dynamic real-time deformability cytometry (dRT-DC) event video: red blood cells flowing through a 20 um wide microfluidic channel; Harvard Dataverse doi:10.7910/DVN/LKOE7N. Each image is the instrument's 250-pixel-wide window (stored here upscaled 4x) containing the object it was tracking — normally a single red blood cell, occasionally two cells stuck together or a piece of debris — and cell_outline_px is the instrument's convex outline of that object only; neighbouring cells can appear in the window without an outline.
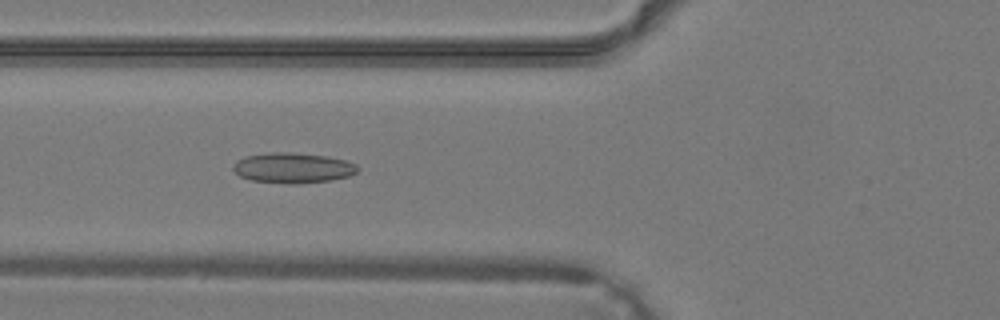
{"species": "common noctule bat (a hibernating species)", "species_latin": "Nyctalus noctula", "temperature_condition": "warm", "stored_images_in_passage": 34, "camera_frame_rate_fps": 3000, "um_per_image_px": 0.085, "animal": {"sex": "male", "body_mass_g": 19.2, "forearm_length_mm": 51.8}, "frame": {"image": 1, "passage_image": 10, "time_ms": 3.0, "image_size_px": [1000, 320], "cell_outline_px": [[360, 168], [356, 172], [348, 176], [332, 180], [296, 184], [288, 184], [252, 180], [240, 176], [232, 168], [232, 164], [236, 160], [244, 156], [268, 152], [288, 152], [328, 156], [344, 160], [356, 164]], "centroid_in_image_um": [24.87, 14.26], "position_along_channel_um": 100.9, "area_um2": 22.14}}
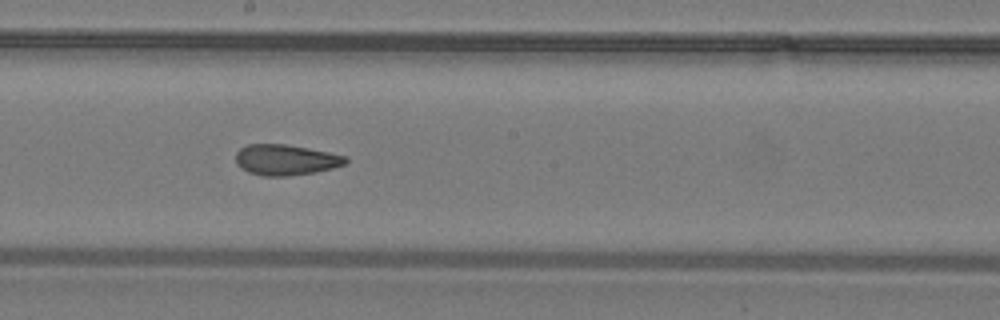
{"frame": {"image": 2, "passage_image": 17, "time_ms": 5.333, "image_size_px": [1000, 320], "cell_outline_px": [[348, 160], [344, 164], [332, 168], [316, 172], [284, 176], [264, 176], [248, 172], [236, 164], [236, 152], [240, 148], [248, 144], [284, 144], [308, 148], [348, 156]], "centroid_in_image_um": [24.28, 13.58], "position_along_channel_um": 223.9, "area_um2": 19.59}}
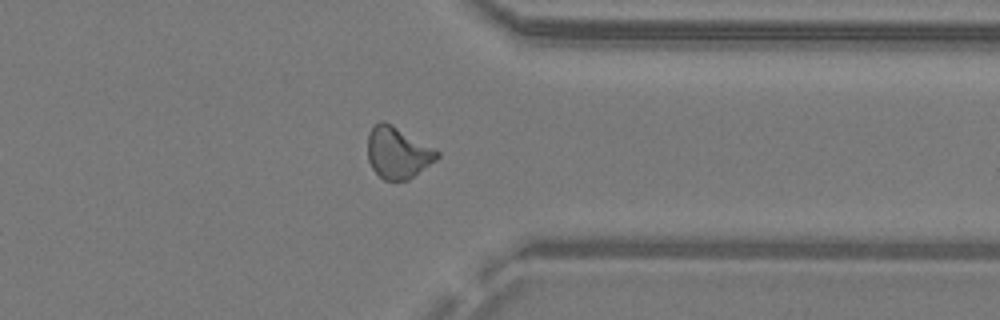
{"frame": {"image": 3, "passage_image": 26, "time_ms": 8.333, "image_size_px": [1000, 320], "cell_outline_px": [[440, 156], [436, 160], [408, 180], [384, 180], [372, 168], [368, 160], [368, 132], [380, 120], [384, 120], [392, 124], [440, 152]], "centroid_in_image_um": [33.8, 12.97], "position_along_channel_um": 377.6, "area_um2": 20.69}}